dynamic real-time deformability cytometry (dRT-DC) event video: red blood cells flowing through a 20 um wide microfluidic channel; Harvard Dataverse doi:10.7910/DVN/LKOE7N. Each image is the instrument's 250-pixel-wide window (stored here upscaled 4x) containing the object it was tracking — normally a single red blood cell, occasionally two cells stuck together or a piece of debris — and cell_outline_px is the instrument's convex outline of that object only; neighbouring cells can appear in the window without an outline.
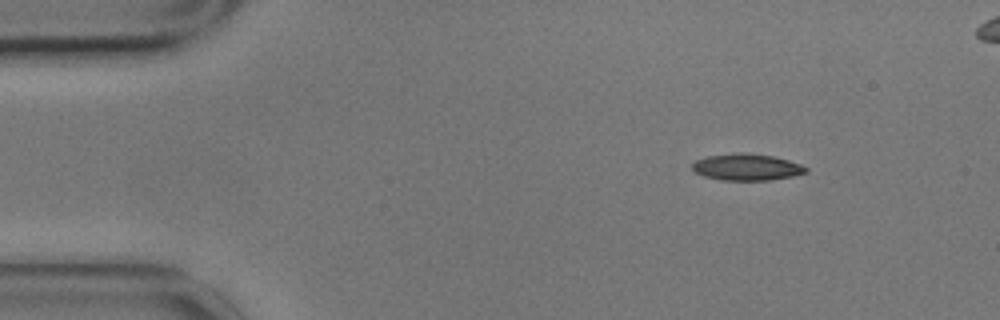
{"species": "common noctule bat (a hibernating species)", "species_latin": "Nyctalus noctula", "temperature_condition": "cold", "stored_images_in_passage": 49, "camera_frame_rate_fps": 3000, "um_per_image_px": 0.085, "animal": {"sex": "male", "body_mass_g": 17.9}, "frame": {"image": 1, "passage_image": 1, "time_ms": 0.0, "image_size_px": [1000, 320], "cell_outline_px": [[808, 172], [792, 176], [772, 180], [720, 180], [704, 176], [696, 172], [692, 168], [692, 164], [696, 160], [708, 156], [736, 152], [744, 152], [772, 156], [788, 160], [800, 164], [808, 168]], "centroid_in_image_um": [63.48, 14.2], "position_along_channel_um": 21.5, "area_um2": 17.63}}
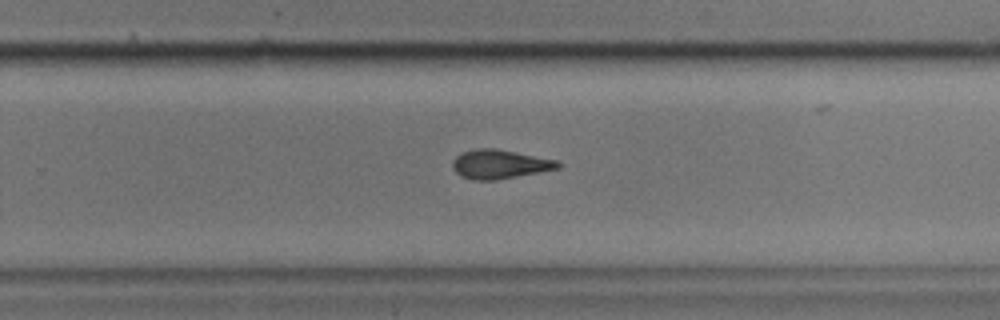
{"frame": {"image": 2, "passage_image": 30, "time_ms": 9.667, "image_size_px": [1000, 320], "cell_outline_px": [[560, 168], [496, 180], [472, 180], [460, 176], [452, 168], [452, 160], [460, 152], [476, 148], [496, 148], [556, 160], [560, 164]], "centroid_in_image_um": [42.41, 13.95], "position_along_channel_um": 287.4, "area_um2": 17.86}}
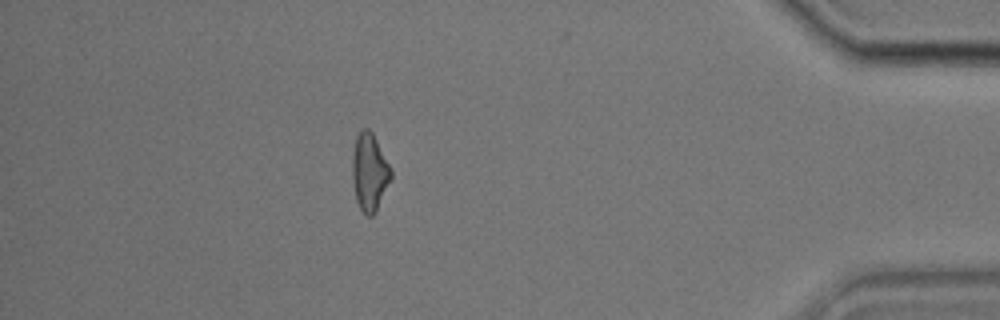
{"frame": {"image": 3, "passage_image": 44, "time_ms": 14.333, "image_size_px": [1000, 320], "cell_outline_px": [[392, 180], [376, 212], [372, 216], [368, 216], [360, 208], [356, 200], [352, 180], [352, 156], [356, 136], [364, 128], [368, 128], [372, 132], [392, 168]], "centroid_in_image_um": [31.43, 14.65], "position_along_channel_um": 403.8, "area_um2": 17.74}, "authors_computed_cell_mechanics": {"area_um2": 17.8024, "velocity_mm_per_s": 3.4902, "shape_relaxation_time_tau1_ms": 5.8817, "shape_relaxation_time_tau2_ms": 3.8912, "deformation_change_tau1": 0.1517, "deformation_change_tau2": 0.1302}}